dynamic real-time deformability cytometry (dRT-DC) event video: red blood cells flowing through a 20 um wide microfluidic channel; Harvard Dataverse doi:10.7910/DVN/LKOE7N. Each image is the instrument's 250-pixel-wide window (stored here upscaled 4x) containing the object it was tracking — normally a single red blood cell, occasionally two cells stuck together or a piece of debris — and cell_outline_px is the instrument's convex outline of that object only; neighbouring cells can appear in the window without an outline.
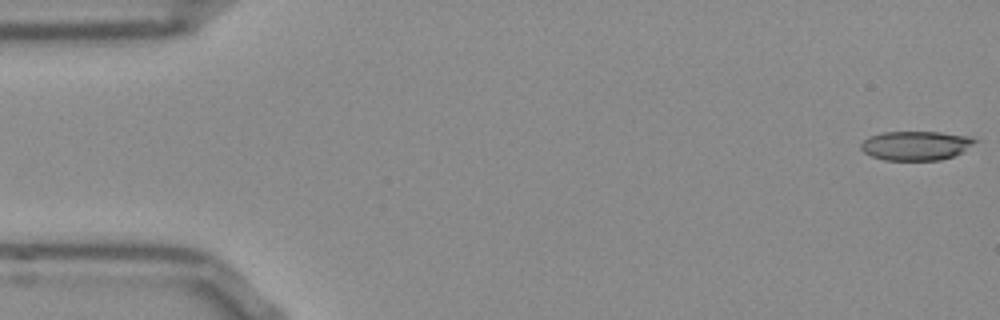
{"species": "Egyptian fruit bat (a non-hibernating species)", "species_latin": "Rousettus aegyptiacus", "temperature_condition": "room temperature", "stored_images_in_passage": 53, "camera_frame_rate_fps": 3000, "um_per_image_px": 0.085, "frame": {"image": 1, "passage_image": 1, "time_ms": 0.0, "image_size_px": [1000, 320], "cell_outline_px": [[980, 140], [960, 152], [952, 156], [940, 160], [884, 160], [872, 156], [864, 152], [860, 148], [860, 144], [868, 136], [884, 132], [940, 132], [972, 136]], "centroid_in_image_um": [77.85, 12.36], "position_along_channel_um": 7.2, "area_um2": 19.42}}
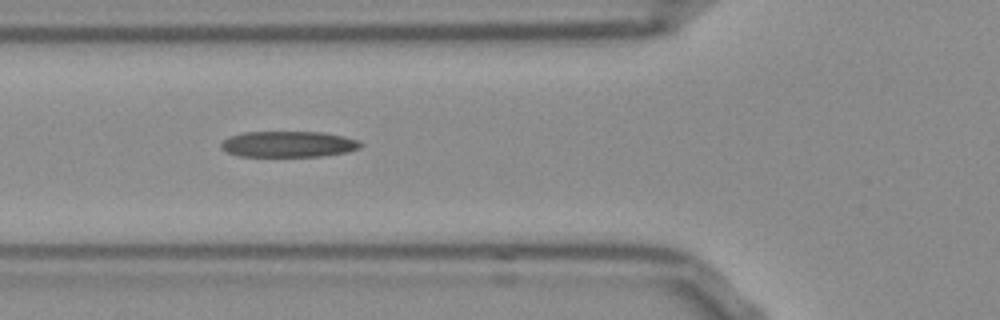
{"frame": {"image": 2, "passage_image": 19, "time_ms": 6.0, "image_size_px": [1000, 320], "cell_outline_px": [[364, 144], [360, 148], [348, 152], [320, 156], [236, 156], [220, 148], [220, 144], [228, 136], [244, 132], [324, 132], [344, 136], [360, 140]], "centroid_in_image_um": [24.54, 12.25], "position_along_channel_um": 101.3, "area_um2": 21.33}}
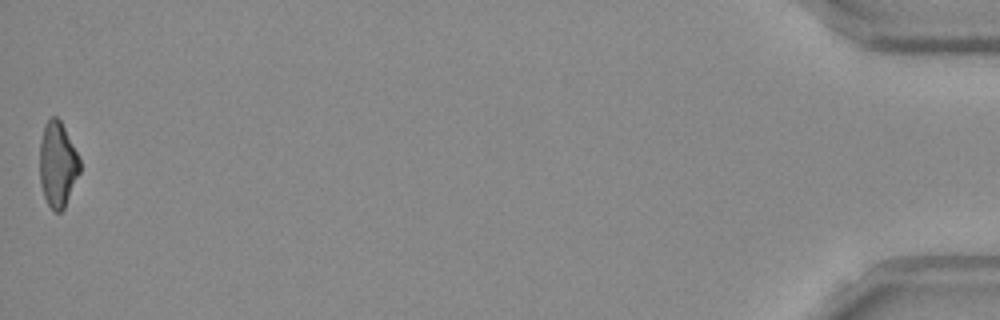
{"frame": {"image": 3, "passage_image": 53, "time_ms": 17.333, "image_size_px": [1000, 320], "cell_outline_px": [[80, 172], [64, 208], [60, 212], [56, 212], [48, 204], [44, 196], [40, 184], [40, 140], [44, 124], [52, 116], [56, 116], [60, 120], [80, 156]], "centroid_in_image_um": [4.9, 13.95], "position_along_channel_um": 430.3, "area_um2": 20.0}, "authors_computed_cell_mechanics": {"area_um2": 21.2704, "velocity_mm_per_s": 3.807, "shape_relaxation_time_tau1_ms": null, "shape_relaxation_time_tau2_ms": 3.4588, "deformation_change_tau1": null, "deformation_change_tau2": 0.1507}}